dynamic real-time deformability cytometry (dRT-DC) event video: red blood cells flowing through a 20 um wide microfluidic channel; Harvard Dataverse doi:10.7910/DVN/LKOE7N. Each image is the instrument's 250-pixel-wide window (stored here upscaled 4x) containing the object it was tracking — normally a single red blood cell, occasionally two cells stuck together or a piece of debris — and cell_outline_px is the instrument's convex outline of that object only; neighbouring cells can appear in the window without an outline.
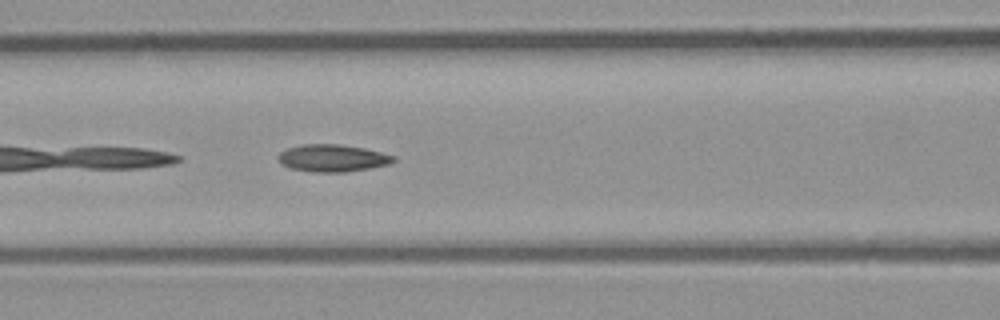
{"species": "common noctule bat (a hibernating species)", "species_latin": "Nyctalus noctula", "temperature_condition": "room temperature", "stored_images_in_passage": 9, "camera_frame_rate_fps": 3000, "um_per_image_px": 0.085, "animal": {"sex": "male", "body_mass_g": 23.1, "forearm_length_mm": 52.7}, "frame": {"image": 1, "passage_image": 6, "time_ms": 1.667, "image_size_px": [1000, 320], "cell_outline_px": [[396, 160], [388, 164], [368, 168], [344, 172], [316, 172], [288, 168], [276, 156], [280, 152], [288, 148], [304, 144], [336, 144], [364, 148], [396, 156]], "centroid_in_image_um": [28.26, 13.43], "position_along_channel_um": 138.3, "area_um2": 18.09}}